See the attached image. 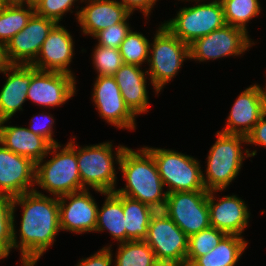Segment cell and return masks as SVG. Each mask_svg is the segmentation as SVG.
I'll return each instance as SVG.
<instances>
[{"label": "cell", "mask_w": 266, "mask_h": 266, "mask_svg": "<svg viewBox=\"0 0 266 266\" xmlns=\"http://www.w3.org/2000/svg\"><path fill=\"white\" fill-rule=\"evenodd\" d=\"M188 58H190L189 45L161 23L153 43H150L147 71L157 94L177 75L183 62Z\"/></svg>", "instance_id": "8992f818"}, {"label": "cell", "mask_w": 266, "mask_h": 266, "mask_svg": "<svg viewBox=\"0 0 266 266\" xmlns=\"http://www.w3.org/2000/svg\"><path fill=\"white\" fill-rule=\"evenodd\" d=\"M145 75L147 70L144 72L140 66L125 63L113 75L126 106L135 116L148 112L149 108Z\"/></svg>", "instance_id": "7402d4cb"}, {"label": "cell", "mask_w": 266, "mask_h": 266, "mask_svg": "<svg viewBox=\"0 0 266 266\" xmlns=\"http://www.w3.org/2000/svg\"><path fill=\"white\" fill-rule=\"evenodd\" d=\"M157 0H121L120 3L133 14L134 10H139L145 17L150 15L151 9L156 5Z\"/></svg>", "instance_id": "f35d334b"}, {"label": "cell", "mask_w": 266, "mask_h": 266, "mask_svg": "<svg viewBox=\"0 0 266 266\" xmlns=\"http://www.w3.org/2000/svg\"><path fill=\"white\" fill-rule=\"evenodd\" d=\"M114 266H153L156 257L144 240L119 243Z\"/></svg>", "instance_id": "83f0119b"}, {"label": "cell", "mask_w": 266, "mask_h": 266, "mask_svg": "<svg viewBox=\"0 0 266 266\" xmlns=\"http://www.w3.org/2000/svg\"><path fill=\"white\" fill-rule=\"evenodd\" d=\"M207 198V190L168 193L162 211L189 237L211 227Z\"/></svg>", "instance_id": "9c48e42d"}, {"label": "cell", "mask_w": 266, "mask_h": 266, "mask_svg": "<svg viewBox=\"0 0 266 266\" xmlns=\"http://www.w3.org/2000/svg\"><path fill=\"white\" fill-rule=\"evenodd\" d=\"M8 121H0V143L10 151L30 158L34 163L48 156L52 145L45 138L25 127L5 126Z\"/></svg>", "instance_id": "603a6c76"}, {"label": "cell", "mask_w": 266, "mask_h": 266, "mask_svg": "<svg viewBox=\"0 0 266 266\" xmlns=\"http://www.w3.org/2000/svg\"><path fill=\"white\" fill-rule=\"evenodd\" d=\"M56 24L55 21L34 13L23 30L6 44V54L11 65H31Z\"/></svg>", "instance_id": "4fadbf2b"}, {"label": "cell", "mask_w": 266, "mask_h": 266, "mask_svg": "<svg viewBox=\"0 0 266 266\" xmlns=\"http://www.w3.org/2000/svg\"><path fill=\"white\" fill-rule=\"evenodd\" d=\"M10 2L0 7V42L7 44L11 38L27 25L35 13L33 6Z\"/></svg>", "instance_id": "4316f807"}, {"label": "cell", "mask_w": 266, "mask_h": 266, "mask_svg": "<svg viewBox=\"0 0 266 266\" xmlns=\"http://www.w3.org/2000/svg\"><path fill=\"white\" fill-rule=\"evenodd\" d=\"M47 115L41 113V117L37 115L39 118L37 116H33L34 118L31 119L30 128L27 129L36 135L45 138L51 145L59 144L56 140H54V138H52V127L55 120L50 114Z\"/></svg>", "instance_id": "d590c367"}, {"label": "cell", "mask_w": 266, "mask_h": 266, "mask_svg": "<svg viewBox=\"0 0 266 266\" xmlns=\"http://www.w3.org/2000/svg\"><path fill=\"white\" fill-rule=\"evenodd\" d=\"M0 145V195L14 198L34 191L35 163Z\"/></svg>", "instance_id": "2e32d148"}, {"label": "cell", "mask_w": 266, "mask_h": 266, "mask_svg": "<svg viewBox=\"0 0 266 266\" xmlns=\"http://www.w3.org/2000/svg\"><path fill=\"white\" fill-rule=\"evenodd\" d=\"M189 237L163 211L151 217L144 241L156 259L186 261Z\"/></svg>", "instance_id": "8fae6325"}, {"label": "cell", "mask_w": 266, "mask_h": 266, "mask_svg": "<svg viewBox=\"0 0 266 266\" xmlns=\"http://www.w3.org/2000/svg\"><path fill=\"white\" fill-rule=\"evenodd\" d=\"M150 41L139 32L130 30L119 48L123 62L140 66L148 62Z\"/></svg>", "instance_id": "f546056e"}, {"label": "cell", "mask_w": 266, "mask_h": 266, "mask_svg": "<svg viewBox=\"0 0 266 266\" xmlns=\"http://www.w3.org/2000/svg\"><path fill=\"white\" fill-rule=\"evenodd\" d=\"M88 190L83 189L58 197L60 230L76 234L95 232L98 205Z\"/></svg>", "instance_id": "9a60e30c"}, {"label": "cell", "mask_w": 266, "mask_h": 266, "mask_svg": "<svg viewBox=\"0 0 266 266\" xmlns=\"http://www.w3.org/2000/svg\"><path fill=\"white\" fill-rule=\"evenodd\" d=\"M74 138L61 149V144H54L48 153L53 158H44L35 163V184L56 197L82 190L77 163V146ZM59 149V151H58ZM44 162V163H43ZM43 163V164H42Z\"/></svg>", "instance_id": "3957f363"}, {"label": "cell", "mask_w": 266, "mask_h": 266, "mask_svg": "<svg viewBox=\"0 0 266 266\" xmlns=\"http://www.w3.org/2000/svg\"><path fill=\"white\" fill-rule=\"evenodd\" d=\"M247 244L242 236L225 235L214 249L189 266H235Z\"/></svg>", "instance_id": "d4e9b609"}, {"label": "cell", "mask_w": 266, "mask_h": 266, "mask_svg": "<svg viewBox=\"0 0 266 266\" xmlns=\"http://www.w3.org/2000/svg\"><path fill=\"white\" fill-rule=\"evenodd\" d=\"M139 152L126 147L122 152L119 167L126 180L125 188L116 189L118 194L145 203L156 211H162L167 199L163 182L153 156L143 147Z\"/></svg>", "instance_id": "7a4b0ae2"}, {"label": "cell", "mask_w": 266, "mask_h": 266, "mask_svg": "<svg viewBox=\"0 0 266 266\" xmlns=\"http://www.w3.org/2000/svg\"><path fill=\"white\" fill-rule=\"evenodd\" d=\"M74 43L67 29L57 23L41 46L36 60L31 64L43 71H55L73 75L69 64L73 58Z\"/></svg>", "instance_id": "ac0fdd59"}, {"label": "cell", "mask_w": 266, "mask_h": 266, "mask_svg": "<svg viewBox=\"0 0 266 266\" xmlns=\"http://www.w3.org/2000/svg\"><path fill=\"white\" fill-rule=\"evenodd\" d=\"M112 142L77 147V163L83 189L91 187L96 192L104 194L116 190V170L114 158L119 164L122 152L126 148L119 145L113 156ZM88 185V187H87Z\"/></svg>", "instance_id": "5b68a950"}, {"label": "cell", "mask_w": 266, "mask_h": 266, "mask_svg": "<svg viewBox=\"0 0 266 266\" xmlns=\"http://www.w3.org/2000/svg\"><path fill=\"white\" fill-rule=\"evenodd\" d=\"M34 190L13 198V248L21 252L22 266H35L47 249L53 245L60 231L59 200ZM22 206L19 229L20 241L15 231V208Z\"/></svg>", "instance_id": "6da1fadb"}, {"label": "cell", "mask_w": 266, "mask_h": 266, "mask_svg": "<svg viewBox=\"0 0 266 266\" xmlns=\"http://www.w3.org/2000/svg\"><path fill=\"white\" fill-rule=\"evenodd\" d=\"M265 112L260 86H249L236 99L227 117V125L221 132L247 136Z\"/></svg>", "instance_id": "d6986e66"}, {"label": "cell", "mask_w": 266, "mask_h": 266, "mask_svg": "<svg viewBox=\"0 0 266 266\" xmlns=\"http://www.w3.org/2000/svg\"><path fill=\"white\" fill-rule=\"evenodd\" d=\"M75 87L74 75L38 70L32 66L27 99L43 107L61 106L75 95Z\"/></svg>", "instance_id": "7c38bea8"}, {"label": "cell", "mask_w": 266, "mask_h": 266, "mask_svg": "<svg viewBox=\"0 0 266 266\" xmlns=\"http://www.w3.org/2000/svg\"><path fill=\"white\" fill-rule=\"evenodd\" d=\"M181 41L191 44L195 39L206 36L223 27L224 9L222 2L199 3L193 7H183L172 18L163 23Z\"/></svg>", "instance_id": "ba28073f"}, {"label": "cell", "mask_w": 266, "mask_h": 266, "mask_svg": "<svg viewBox=\"0 0 266 266\" xmlns=\"http://www.w3.org/2000/svg\"><path fill=\"white\" fill-rule=\"evenodd\" d=\"M1 72L7 77L0 91V121H3L11 119L18 110L22 111L32 78V66L10 65Z\"/></svg>", "instance_id": "44dd1931"}, {"label": "cell", "mask_w": 266, "mask_h": 266, "mask_svg": "<svg viewBox=\"0 0 266 266\" xmlns=\"http://www.w3.org/2000/svg\"><path fill=\"white\" fill-rule=\"evenodd\" d=\"M101 209L98 208L95 232L109 231L117 243L126 242L125 216L123 213V195L116 191L107 192Z\"/></svg>", "instance_id": "cb8c5ba5"}, {"label": "cell", "mask_w": 266, "mask_h": 266, "mask_svg": "<svg viewBox=\"0 0 266 266\" xmlns=\"http://www.w3.org/2000/svg\"><path fill=\"white\" fill-rule=\"evenodd\" d=\"M13 198L0 195V260L13 248Z\"/></svg>", "instance_id": "1f68e13d"}, {"label": "cell", "mask_w": 266, "mask_h": 266, "mask_svg": "<svg viewBox=\"0 0 266 266\" xmlns=\"http://www.w3.org/2000/svg\"><path fill=\"white\" fill-rule=\"evenodd\" d=\"M9 3H10L9 0H0V7H3L4 5H7Z\"/></svg>", "instance_id": "ee69618b"}, {"label": "cell", "mask_w": 266, "mask_h": 266, "mask_svg": "<svg viewBox=\"0 0 266 266\" xmlns=\"http://www.w3.org/2000/svg\"><path fill=\"white\" fill-rule=\"evenodd\" d=\"M248 145H260L266 147V112L260 117L254 128L247 134Z\"/></svg>", "instance_id": "74e56055"}, {"label": "cell", "mask_w": 266, "mask_h": 266, "mask_svg": "<svg viewBox=\"0 0 266 266\" xmlns=\"http://www.w3.org/2000/svg\"><path fill=\"white\" fill-rule=\"evenodd\" d=\"M218 191L223 190L208 191L207 203L211 227L226 235L241 236L250 220V211H248L247 205L236 195L224 196L215 202L214 193H218Z\"/></svg>", "instance_id": "e0dca14e"}, {"label": "cell", "mask_w": 266, "mask_h": 266, "mask_svg": "<svg viewBox=\"0 0 266 266\" xmlns=\"http://www.w3.org/2000/svg\"><path fill=\"white\" fill-rule=\"evenodd\" d=\"M111 246H105L90 257L79 260L77 266H111L113 262Z\"/></svg>", "instance_id": "8d00e7d4"}, {"label": "cell", "mask_w": 266, "mask_h": 266, "mask_svg": "<svg viewBox=\"0 0 266 266\" xmlns=\"http://www.w3.org/2000/svg\"><path fill=\"white\" fill-rule=\"evenodd\" d=\"M10 65L11 63L9 62L6 54V45L0 42V73Z\"/></svg>", "instance_id": "60d3db41"}, {"label": "cell", "mask_w": 266, "mask_h": 266, "mask_svg": "<svg viewBox=\"0 0 266 266\" xmlns=\"http://www.w3.org/2000/svg\"><path fill=\"white\" fill-rule=\"evenodd\" d=\"M216 136L217 140L207 157L206 176L202 174L207 191L225 190L238 175L245 157L255 156L257 153L256 150L251 153L249 149L245 152L241 150L242 143H246L244 135L217 131Z\"/></svg>", "instance_id": "277c9868"}, {"label": "cell", "mask_w": 266, "mask_h": 266, "mask_svg": "<svg viewBox=\"0 0 266 266\" xmlns=\"http://www.w3.org/2000/svg\"><path fill=\"white\" fill-rule=\"evenodd\" d=\"M260 90H261V96L263 98V101H264V104L266 106V88L265 90H263L261 87H260Z\"/></svg>", "instance_id": "7bdbcfd3"}, {"label": "cell", "mask_w": 266, "mask_h": 266, "mask_svg": "<svg viewBox=\"0 0 266 266\" xmlns=\"http://www.w3.org/2000/svg\"><path fill=\"white\" fill-rule=\"evenodd\" d=\"M130 30L131 28L126 19L124 22L111 25L98 32L94 38L98 39L97 45L119 49Z\"/></svg>", "instance_id": "e575fe53"}, {"label": "cell", "mask_w": 266, "mask_h": 266, "mask_svg": "<svg viewBox=\"0 0 266 266\" xmlns=\"http://www.w3.org/2000/svg\"><path fill=\"white\" fill-rule=\"evenodd\" d=\"M93 88V102L100 117L120 129L136 128V117L126 106L113 76H97Z\"/></svg>", "instance_id": "5bb4252c"}, {"label": "cell", "mask_w": 266, "mask_h": 266, "mask_svg": "<svg viewBox=\"0 0 266 266\" xmlns=\"http://www.w3.org/2000/svg\"><path fill=\"white\" fill-rule=\"evenodd\" d=\"M226 24L247 31V23L261 11L259 0H222Z\"/></svg>", "instance_id": "f1b7e54d"}, {"label": "cell", "mask_w": 266, "mask_h": 266, "mask_svg": "<svg viewBox=\"0 0 266 266\" xmlns=\"http://www.w3.org/2000/svg\"><path fill=\"white\" fill-rule=\"evenodd\" d=\"M252 44L255 43L251 42L248 33L243 29L225 24L189 44V59L204 62L221 57L240 56L253 46Z\"/></svg>", "instance_id": "30bf717a"}, {"label": "cell", "mask_w": 266, "mask_h": 266, "mask_svg": "<svg viewBox=\"0 0 266 266\" xmlns=\"http://www.w3.org/2000/svg\"><path fill=\"white\" fill-rule=\"evenodd\" d=\"M87 6L76 12V19L85 35L93 37L100 31L124 22L132 15L118 0H82Z\"/></svg>", "instance_id": "ffe728a7"}, {"label": "cell", "mask_w": 266, "mask_h": 266, "mask_svg": "<svg viewBox=\"0 0 266 266\" xmlns=\"http://www.w3.org/2000/svg\"><path fill=\"white\" fill-rule=\"evenodd\" d=\"M76 1L78 0H40L34 9L37 15L59 23L66 12H73L71 8Z\"/></svg>", "instance_id": "836d02e7"}, {"label": "cell", "mask_w": 266, "mask_h": 266, "mask_svg": "<svg viewBox=\"0 0 266 266\" xmlns=\"http://www.w3.org/2000/svg\"><path fill=\"white\" fill-rule=\"evenodd\" d=\"M226 234L214 227L202 230L189 236L186 262L188 266L200 256L214 249Z\"/></svg>", "instance_id": "4dcf8cb0"}, {"label": "cell", "mask_w": 266, "mask_h": 266, "mask_svg": "<svg viewBox=\"0 0 266 266\" xmlns=\"http://www.w3.org/2000/svg\"><path fill=\"white\" fill-rule=\"evenodd\" d=\"M187 1H190V0H187ZM195 1L196 3H198L199 1H203V0H193ZM213 2H221L222 0H212Z\"/></svg>", "instance_id": "f6af8a7d"}, {"label": "cell", "mask_w": 266, "mask_h": 266, "mask_svg": "<svg viewBox=\"0 0 266 266\" xmlns=\"http://www.w3.org/2000/svg\"><path fill=\"white\" fill-rule=\"evenodd\" d=\"M155 160L163 185L168 193L206 190L200 162L175 150L144 147Z\"/></svg>", "instance_id": "52a82bcc"}, {"label": "cell", "mask_w": 266, "mask_h": 266, "mask_svg": "<svg viewBox=\"0 0 266 266\" xmlns=\"http://www.w3.org/2000/svg\"><path fill=\"white\" fill-rule=\"evenodd\" d=\"M93 53V64L97 70V76H113L124 64L119 49L96 45Z\"/></svg>", "instance_id": "d6a6232c"}, {"label": "cell", "mask_w": 266, "mask_h": 266, "mask_svg": "<svg viewBox=\"0 0 266 266\" xmlns=\"http://www.w3.org/2000/svg\"><path fill=\"white\" fill-rule=\"evenodd\" d=\"M155 212L151 206L123 195L126 242L146 238L151 217Z\"/></svg>", "instance_id": "484cf974"}, {"label": "cell", "mask_w": 266, "mask_h": 266, "mask_svg": "<svg viewBox=\"0 0 266 266\" xmlns=\"http://www.w3.org/2000/svg\"><path fill=\"white\" fill-rule=\"evenodd\" d=\"M40 0H16L15 3L22 4V5H30L35 7V5L39 2Z\"/></svg>", "instance_id": "b9f144b4"}, {"label": "cell", "mask_w": 266, "mask_h": 266, "mask_svg": "<svg viewBox=\"0 0 266 266\" xmlns=\"http://www.w3.org/2000/svg\"><path fill=\"white\" fill-rule=\"evenodd\" d=\"M153 266H188L186 261L156 259Z\"/></svg>", "instance_id": "ab89813d"}]
</instances>
